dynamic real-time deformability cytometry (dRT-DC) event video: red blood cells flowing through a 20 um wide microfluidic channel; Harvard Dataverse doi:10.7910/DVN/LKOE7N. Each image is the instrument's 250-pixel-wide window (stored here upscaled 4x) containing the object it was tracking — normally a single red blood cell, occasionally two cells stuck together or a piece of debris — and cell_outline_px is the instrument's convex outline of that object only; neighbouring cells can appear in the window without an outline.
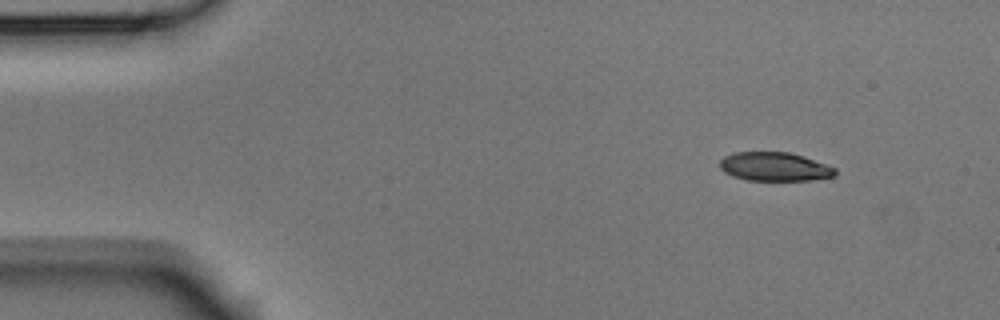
{"species": "Egyptian fruit bat (a non-hibernating species)", "species_latin": "Rousettus aegyptiacus", "temperature_condition": "room temperature", "stored_images_in_passage": 3, "camera_frame_rate_fps": 3000, "um_per_image_px": 0.085, "animal": {"sex": "male"}, "frame": {"image": 1, "passage_image": 1, "time_ms": 0.0, "image_size_px": [1000, 320], "cell_outline_px": [[836, 176], [812, 180], [748, 180], [732, 176], [724, 172], [720, 168], [720, 160], [724, 156], [732, 152], [788, 152], [804, 156], [828, 164], [836, 168]], "centroid_in_image_um": [65.86, 14.16], "position_along_channel_um": 19.1, "area_um2": 19.54}}
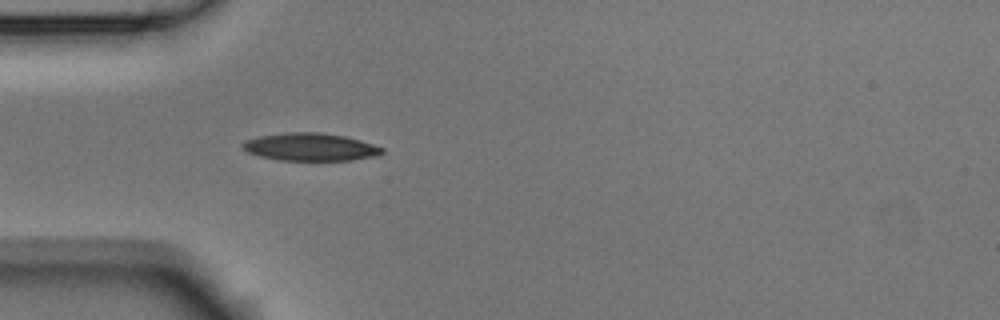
{"frame": {"image": 2, "passage_image": 3, "time_ms": 0.667, "image_size_px": [1000, 320], "cell_outline_px": [[384, 152], [380, 156], [352, 160], [280, 160], [260, 156], [248, 152], [240, 144], [244, 140], [260, 136], [288, 132], [320, 132], [344, 136], [360, 140], [384, 148]], "centroid_in_image_um": [26.41, 12.49], "position_along_channel_um": 58.6, "area_um2": 22.54}}